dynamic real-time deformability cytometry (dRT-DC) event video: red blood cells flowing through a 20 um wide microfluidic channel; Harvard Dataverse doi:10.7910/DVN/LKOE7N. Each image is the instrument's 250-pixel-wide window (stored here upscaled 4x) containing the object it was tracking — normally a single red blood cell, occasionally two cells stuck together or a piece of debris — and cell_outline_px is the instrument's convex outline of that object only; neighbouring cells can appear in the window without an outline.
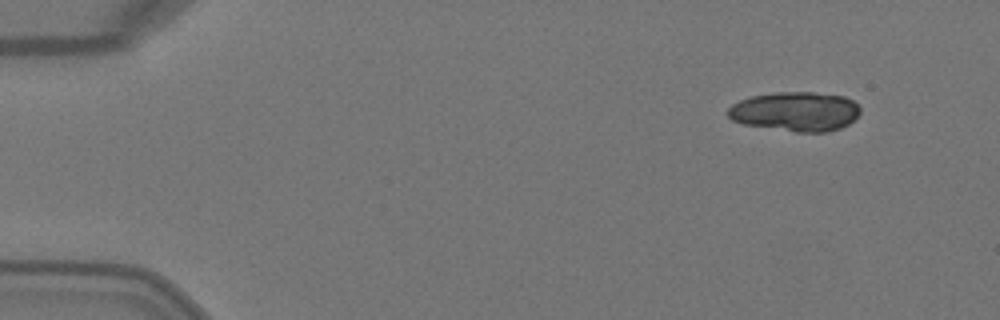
{"species": "Egyptian fruit bat (a non-hibernating species)", "species_latin": "Rousettus aegyptiacus", "temperature_condition": "warm", "stored_images_in_passage": 4, "camera_frame_rate_fps": 3000, "um_per_image_px": 0.085, "animal": {"sex": "female"}, "frame": {"image": 1, "passage_image": 1, "time_ms": 0.0, "image_size_px": [1000, 320], "cell_outline_px": [[860, 112], [848, 124], [840, 128], [828, 132], [796, 132], [744, 124], [732, 120], [728, 116], [728, 108], [732, 104], [740, 100], [752, 96], [776, 92], [812, 92], [844, 96], [852, 100], [860, 108]], "centroid_in_image_um": [67.61, 9.48], "position_along_channel_um": 17.4, "area_um2": 30.29}}